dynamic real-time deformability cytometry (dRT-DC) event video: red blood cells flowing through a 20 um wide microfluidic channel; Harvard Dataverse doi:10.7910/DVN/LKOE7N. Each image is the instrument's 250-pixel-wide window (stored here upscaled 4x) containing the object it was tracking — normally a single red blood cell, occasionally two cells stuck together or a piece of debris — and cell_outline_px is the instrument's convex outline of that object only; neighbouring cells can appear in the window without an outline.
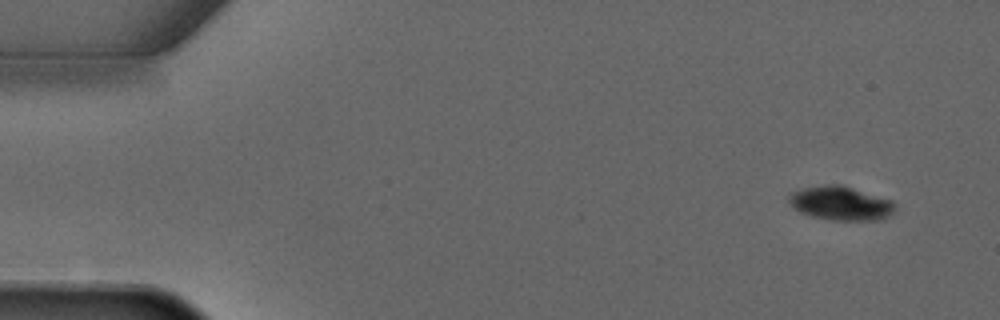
{"species": "common noctule bat (a hibernating species)", "species_latin": "Nyctalus noctula", "temperature_condition": "warm", "stored_images_in_passage": 4, "camera_frame_rate_fps": 3000, "um_per_image_px": 0.085, "animal": {"sex": "male", "forearm_length_mm": 52.5}, "frame": {"image": 1, "passage_image": 1, "time_ms": 0.0, "image_size_px": [1000, 320], "cell_outline_px": [[896, 208], [888, 216], [880, 220], [832, 220], [812, 216], [800, 212], [788, 200], [788, 196], [792, 192], [804, 188], [824, 184], [840, 184], [892, 200], [896, 204]], "centroid_in_image_um": [71.48, 17.27], "position_along_channel_um": 13.5, "area_um2": 20.87}}
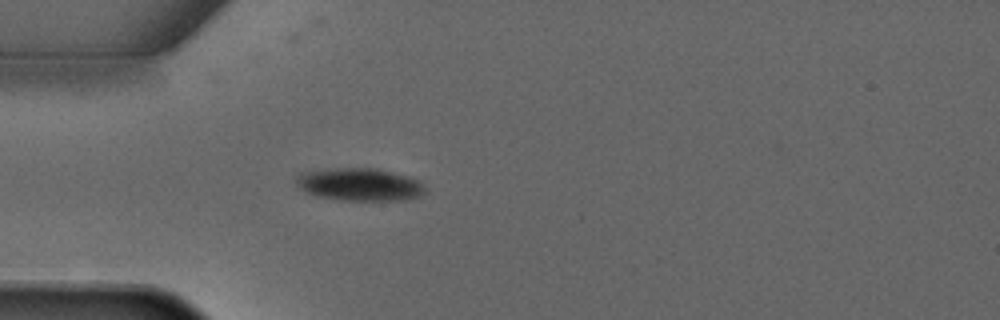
{"frame": {"image": 2, "passage_image": 4, "time_ms": 3.333, "image_size_px": [1000, 320], "cell_outline_px": [[424, 192], [420, 196], [396, 200], [344, 200], [316, 196], [304, 192], [296, 184], [296, 176], [300, 172], [336, 168], [376, 168], [408, 176], [420, 180], [424, 188]], "centroid_in_image_um": [30.53, 15.67], "position_along_channel_um": 54.5, "area_um2": 24.51}}